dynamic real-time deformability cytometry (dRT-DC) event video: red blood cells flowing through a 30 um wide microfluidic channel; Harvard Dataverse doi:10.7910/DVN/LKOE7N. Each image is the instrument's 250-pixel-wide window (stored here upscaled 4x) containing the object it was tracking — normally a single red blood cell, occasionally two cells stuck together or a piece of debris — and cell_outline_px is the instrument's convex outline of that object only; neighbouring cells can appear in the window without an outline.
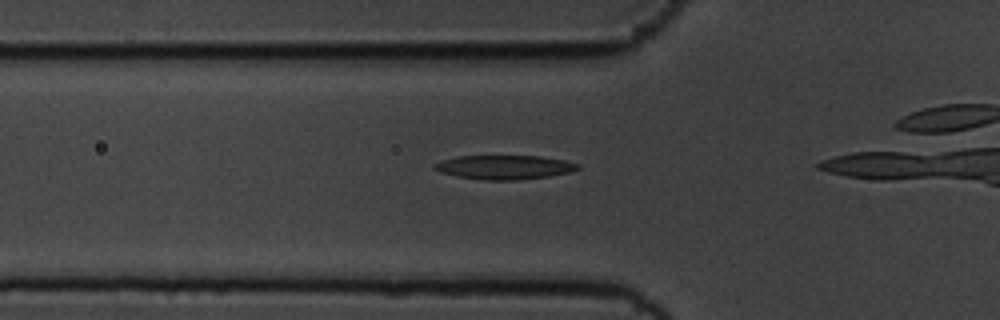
{"species": "common noctule bat (a hibernating species)", "species_latin": "Nyctalus noctula", "temperature_condition": "cold", "stored_images_in_passage": 19, "camera_frame_rate_fps": 3000, "um_per_image_px": 0.085, "animal": {"sex": "male", "body_mass_g": 19.5, "forearm_length_mm": 54.6}, "frame": {"image": 1, "passage_image": 14, "time_ms": 4.333, "image_size_px": [1000, 320], "cell_outline_px": [[580, 168], [568, 172], [548, 176], [520, 180], [484, 180], [456, 176], [440, 172], [432, 168], [432, 164], [456, 156], [540, 156], [564, 160], [580, 164]], "centroid_in_image_um": [42.85, 14.21], "position_along_channel_um": 83.0, "area_um2": 20.11}}